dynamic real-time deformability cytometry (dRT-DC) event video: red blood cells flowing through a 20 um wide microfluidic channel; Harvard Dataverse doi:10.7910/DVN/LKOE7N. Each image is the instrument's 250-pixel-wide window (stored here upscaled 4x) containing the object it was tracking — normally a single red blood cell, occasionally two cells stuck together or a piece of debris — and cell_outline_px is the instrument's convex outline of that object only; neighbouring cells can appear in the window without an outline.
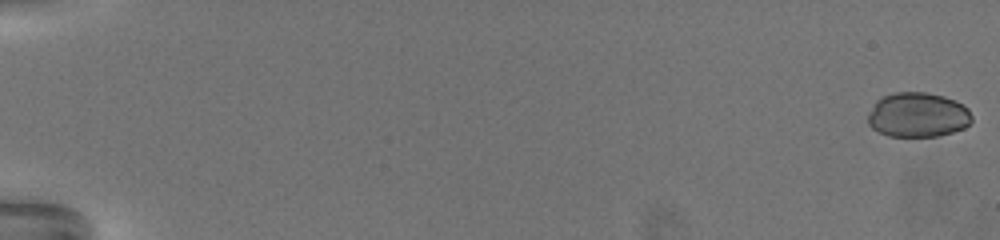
{"species": "common noctule bat (a hibernating species)", "species_latin": "Nyctalus noctula", "temperature_condition": "warm", "stored_images_in_passage": 72, "camera_frame_rate_fps": 3000, "um_per_image_px": 0.085, "animal": {"sex": "female", "body_mass_g": 19.5, "forearm_length_mm": 54.1}, "frame": {"image": 1, "passage_image": 1, "time_ms": 0.0, "image_size_px": [1000, 240], "cell_outline_px": [[972, 120], [964, 128], [952, 132], [936, 136], [888, 136], [872, 128], [868, 124], [868, 116], [876, 100], [884, 96], [896, 92], [924, 92], [940, 96], [952, 100], [968, 108], [972, 116]], "centroid_in_image_um": [78.0, 9.77], "position_along_channel_um": 7.0, "area_um2": 26.7}}